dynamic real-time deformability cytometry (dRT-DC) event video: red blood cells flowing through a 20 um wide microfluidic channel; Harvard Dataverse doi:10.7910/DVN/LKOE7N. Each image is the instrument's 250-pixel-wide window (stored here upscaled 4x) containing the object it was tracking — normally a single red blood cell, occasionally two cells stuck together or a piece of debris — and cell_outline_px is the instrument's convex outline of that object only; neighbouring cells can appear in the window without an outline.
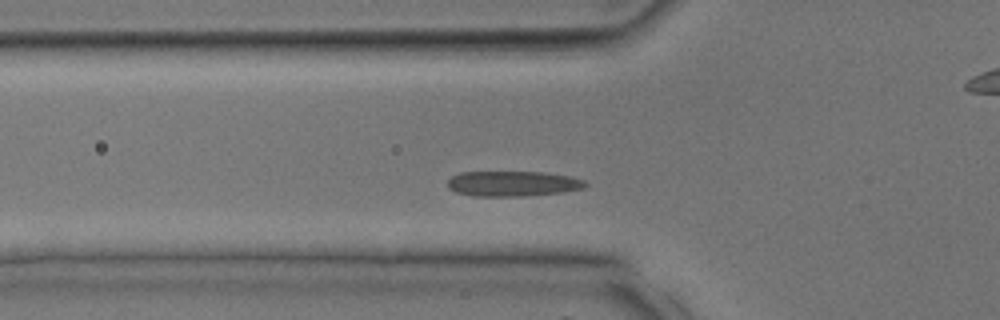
{"species": "common noctule bat (a hibernating species)", "species_latin": "Nyctalus noctula", "temperature_condition": "room temperature", "stored_images_in_passage": 28, "camera_frame_rate_fps": 3000, "um_per_image_px": 0.085, "animal": {"sex": "male", "body_mass_g": 17.9, "forearm_length_mm": 54.2}, "frame": {"image": 1, "passage_image": 5, "time_ms": 1.333, "image_size_px": [1000, 320], "cell_outline_px": [[588, 184], [584, 188], [560, 192], [520, 196], [472, 196], [456, 192], [448, 188], [448, 180], [452, 176], [460, 172], [544, 172], [568, 176], [584, 180]], "centroid_in_image_um": [43.55, 15.6], "position_along_channel_um": 82.2, "area_um2": 20.17}}
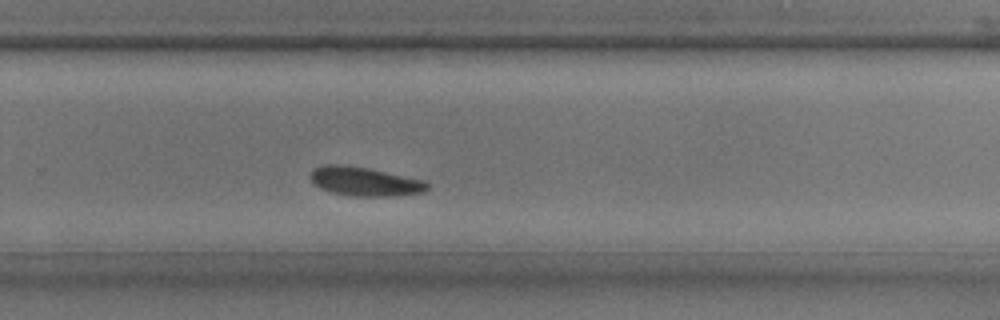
{"frame": {"image": 2, "passage_image": 16, "time_ms": 5.0, "image_size_px": [1000, 320], "cell_outline_px": [[428, 188], [424, 192], [392, 196], [348, 196], [332, 192], [320, 188], [308, 176], [312, 168], [324, 164], [340, 164], [368, 168], [424, 180], [428, 184]], "centroid_in_image_um": [30.96, 15.42], "position_along_channel_um": 298.8, "area_um2": 19.77}}
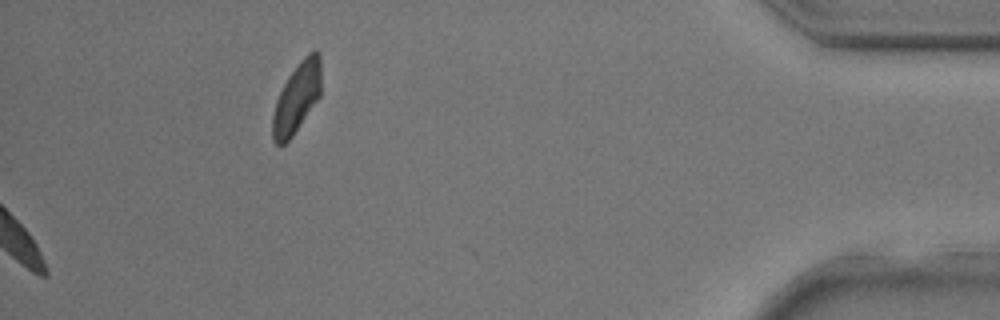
{"frame": {"image": 3, "passage_image": 28, "time_ms": 9.0, "image_size_px": [1000, 320], "cell_outline_px": [[320, 96], [292, 136], [280, 148], [272, 140], [272, 116], [276, 100], [288, 76], [300, 60], [312, 48], [316, 48], [320, 52]], "centroid_in_image_um": [25.22, 8.29], "position_along_channel_um": 410.0, "area_um2": 19.94}}